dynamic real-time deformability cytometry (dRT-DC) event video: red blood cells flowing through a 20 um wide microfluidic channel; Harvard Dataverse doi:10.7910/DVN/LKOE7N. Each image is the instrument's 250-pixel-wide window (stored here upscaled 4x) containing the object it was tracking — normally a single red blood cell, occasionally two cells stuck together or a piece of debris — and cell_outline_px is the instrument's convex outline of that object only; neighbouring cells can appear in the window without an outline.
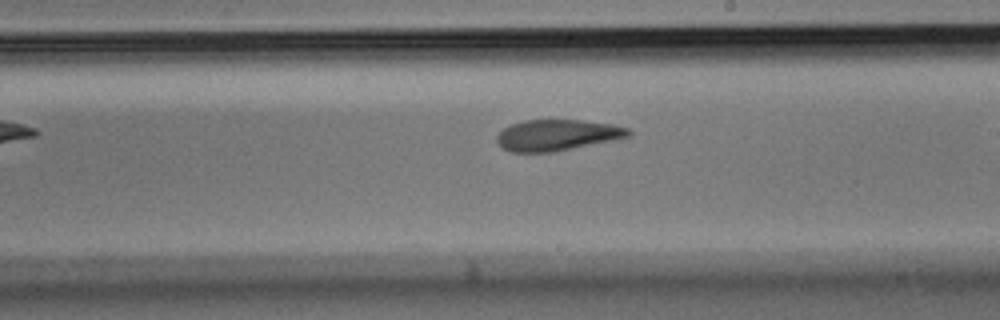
{"species": "Egyptian fruit bat (a non-hibernating species)", "species_latin": "Rousettus aegyptiacus", "temperature_condition": "room temperature", "stored_images_in_passage": 20, "camera_frame_rate_fps": 3000, "um_per_image_px": 0.085, "animal": {"sex": "male"}, "frame": {"image": 1, "passage_image": 12, "time_ms": 3.667, "image_size_px": [1000, 320], "cell_outline_px": [[632, 132], [628, 136], [612, 140], [552, 152], [512, 152], [504, 148], [496, 140], [496, 136], [504, 128], [512, 124], [524, 120], [584, 120], [612, 124], [628, 128]], "centroid_in_image_um": [47.35, 11.47], "position_along_channel_um": 241.7, "area_um2": 23.52}}
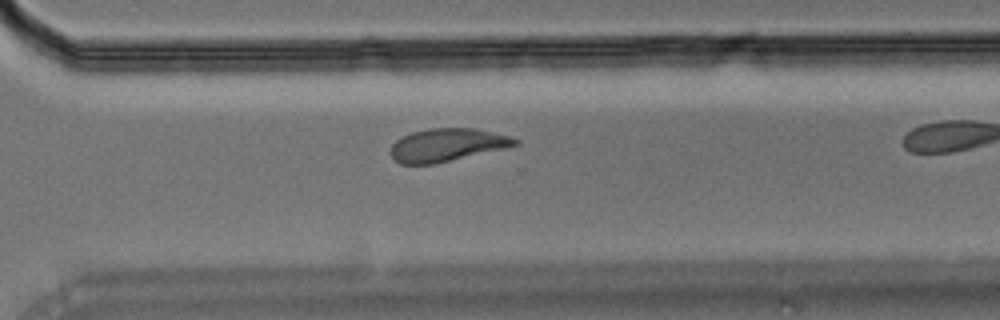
{"frame": {"image": 2, "passage_image": 17, "time_ms": 5.333, "image_size_px": [1000, 320], "cell_outline_px": [[520, 144], [504, 148], [436, 164], [400, 164], [392, 156], [392, 144], [396, 140], [412, 132], [428, 128], [476, 128], [512, 136], [520, 140]], "centroid_in_image_um": [38.05, 12.31], "position_along_channel_um": 332.6, "area_um2": 23.87}}